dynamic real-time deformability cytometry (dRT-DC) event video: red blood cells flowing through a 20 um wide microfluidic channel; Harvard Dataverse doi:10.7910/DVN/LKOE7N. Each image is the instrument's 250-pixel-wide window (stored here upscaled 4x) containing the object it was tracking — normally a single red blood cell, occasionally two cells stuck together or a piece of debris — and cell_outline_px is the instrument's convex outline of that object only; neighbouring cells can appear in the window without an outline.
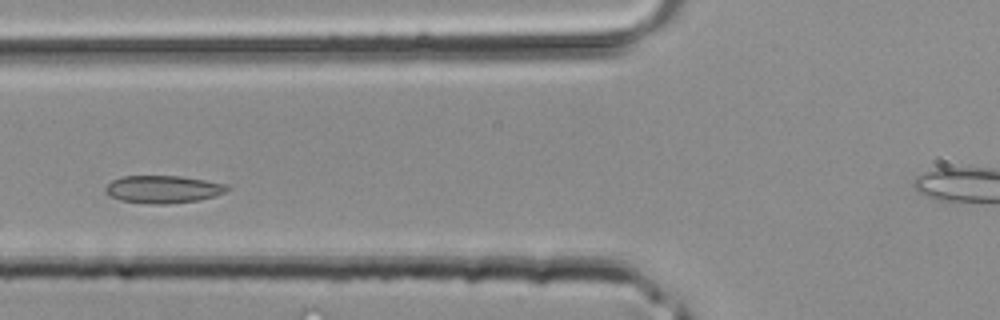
{"species": "common noctule bat (a hibernating species)", "species_latin": "Nyctalus noctula", "temperature_condition": "room temperature", "stored_images_in_passage": 33, "camera_frame_rate_fps": 3000, "um_per_image_px": 0.085, "animal": {"sex": "male", "body_mass_g": 20.4}, "frame": {"image": 1, "passage_image": 8, "time_ms": 2.333, "image_size_px": [1000, 320], "cell_outline_px": [[228, 188], [224, 192], [216, 196], [200, 200], [164, 204], [152, 204], [120, 200], [104, 192], [104, 188], [112, 180], [120, 176], [180, 176], [228, 184]], "centroid_in_image_um": [13.85, 16.08], "position_along_channel_um": 112.0, "area_um2": 19.54}}
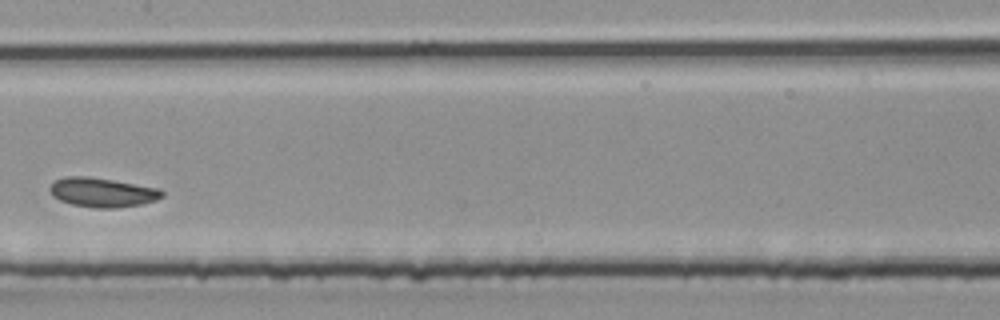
{"frame": {"image": 2, "passage_image": 13, "time_ms": 4.0, "image_size_px": [1000, 320], "cell_outline_px": [[164, 196], [156, 200], [140, 204], [116, 208], [96, 208], [72, 204], [60, 200], [52, 196], [48, 188], [56, 180], [64, 176], [88, 176], [160, 188], [164, 192]], "centroid_in_image_um": [8.7, 16.35], "position_along_channel_um": 198.7, "area_um2": 19.19}}
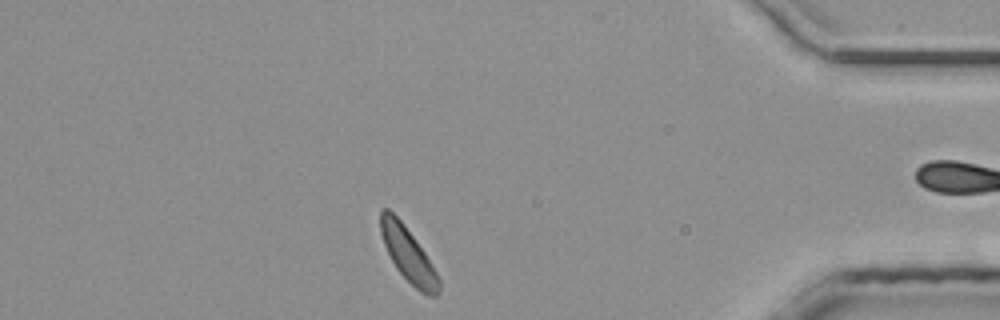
{"frame": {"image": 3, "passage_image": 27, "time_ms": 8.667, "image_size_px": [1000, 320], "cell_outline_px": [[440, 292], [436, 296], [428, 296], [420, 292], [396, 268], [384, 244], [380, 232], [380, 208], [388, 208], [400, 220], [424, 252], [436, 272], [440, 280]], "centroid_in_image_um": [34.69, 21.64], "position_along_channel_um": 400.5, "area_um2": 18.03}}